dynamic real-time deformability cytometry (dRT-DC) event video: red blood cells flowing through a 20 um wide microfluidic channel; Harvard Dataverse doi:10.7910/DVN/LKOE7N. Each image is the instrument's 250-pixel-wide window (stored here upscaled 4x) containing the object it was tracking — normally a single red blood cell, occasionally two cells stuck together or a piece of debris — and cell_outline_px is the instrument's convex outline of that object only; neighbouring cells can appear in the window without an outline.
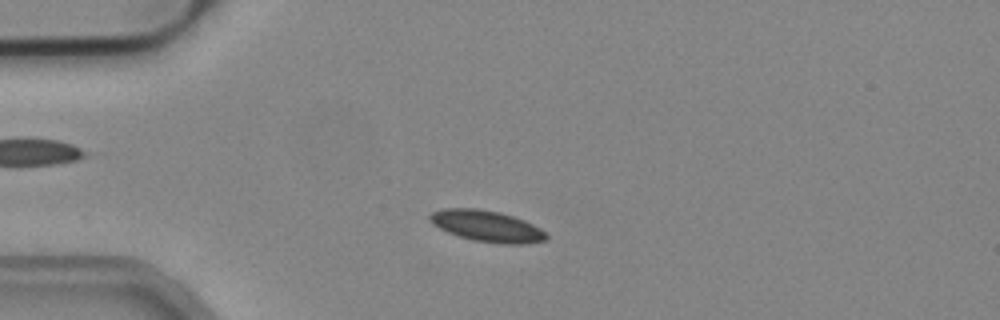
{"species": "common noctule bat (a hibernating species)", "species_latin": "Nyctalus noctula", "temperature_condition": "cold", "stored_images_in_passage": 13, "camera_frame_rate_fps": 3000, "um_per_image_px": 0.085, "animal": {"sex": "male", "body_mass_g": 19.2, "forearm_length_mm": 51.8}, "frame": {"image": 1, "passage_image": 4, "time_ms": 1.0, "image_size_px": [1000, 320], "cell_outline_px": [[548, 240], [524, 244], [500, 244], [472, 240], [448, 232], [432, 224], [428, 220], [428, 216], [432, 212], [444, 208], [476, 208], [500, 212], [524, 220], [548, 232]], "centroid_in_image_um": [41.4, 19.22], "position_along_channel_um": 43.6, "area_um2": 21.39}}